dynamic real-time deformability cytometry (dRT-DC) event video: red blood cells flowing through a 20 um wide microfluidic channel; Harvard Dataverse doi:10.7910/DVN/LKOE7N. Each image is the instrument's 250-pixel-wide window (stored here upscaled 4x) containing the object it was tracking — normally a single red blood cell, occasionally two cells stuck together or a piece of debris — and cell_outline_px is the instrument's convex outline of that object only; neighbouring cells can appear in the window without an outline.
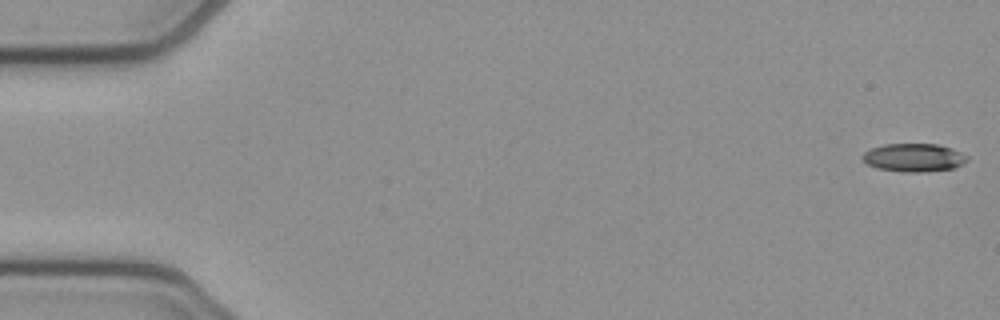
{"species": "common noctule bat (a hibernating species)", "species_latin": "Nyctalus noctula", "temperature_condition": "cold", "stored_images_in_passage": 52, "camera_frame_rate_fps": 3000, "um_per_image_px": 0.085, "animal": {"sex": "female", "body_mass_g": 21.9}, "frame": {"image": 1, "passage_image": 1, "time_ms": 0.0, "image_size_px": [1000, 320], "cell_outline_px": [[968, 160], [952, 168], [924, 172], [904, 172], [876, 168], [868, 164], [860, 156], [864, 152], [872, 148], [884, 144], [936, 144], [952, 148], [968, 156]], "centroid_in_image_um": [77.65, 13.39], "position_along_channel_um": 7.3, "area_um2": 17.11}}
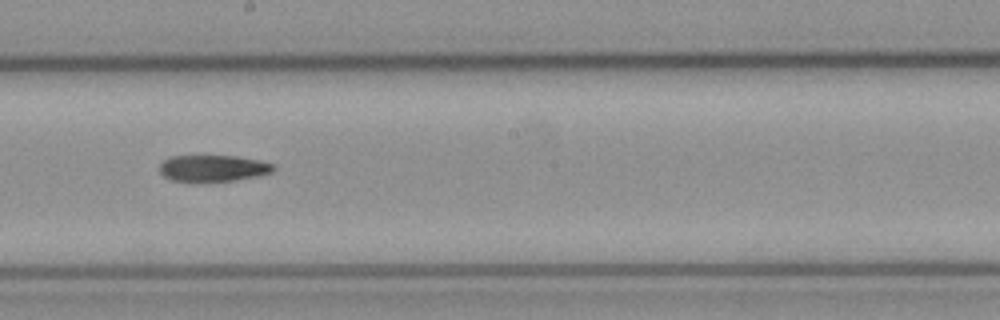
{"frame": {"image": 2, "passage_image": 29, "time_ms": 9.333, "image_size_px": [1000, 320], "cell_outline_px": [[276, 168], [272, 172], [256, 176], [236, 180], [172, 180], [164, 176], [160, 172], [160, 164], [164, 160], [172, 156], [236, 156], [260, 160], [276, 164]], "centroid_in_image_um": [18.17, 14.27], "position_along_channel_um": 230.0, "area_um2": 17.22}}
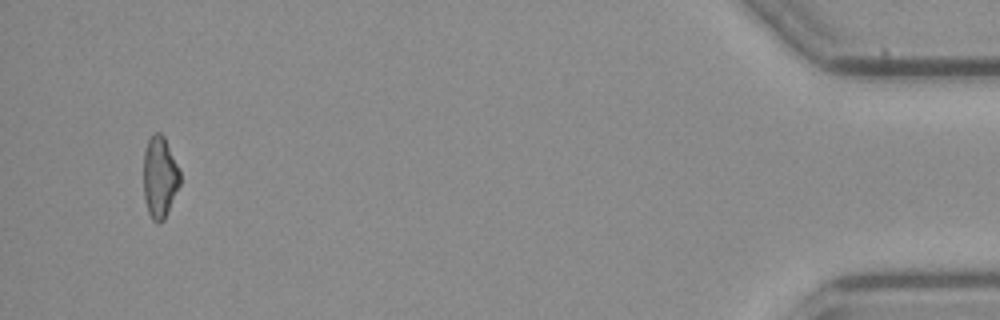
{"frame": {"image": 3, "passage_image": 50, "time_ms": 16.333, "image_size_px": [1000, 320], "cell_outline_px": [[180, 184], [164, 220], [160, 224], [152, 220], [148, 212], [144, 196], [144, 152], [148, 140], [152, 132], [160, 132], [164, 136], [180, 172]], "centroid_in_image_um": [13.57, 15.06], "position_along_channel_um": 421.6, "area_um2": 17.28}}